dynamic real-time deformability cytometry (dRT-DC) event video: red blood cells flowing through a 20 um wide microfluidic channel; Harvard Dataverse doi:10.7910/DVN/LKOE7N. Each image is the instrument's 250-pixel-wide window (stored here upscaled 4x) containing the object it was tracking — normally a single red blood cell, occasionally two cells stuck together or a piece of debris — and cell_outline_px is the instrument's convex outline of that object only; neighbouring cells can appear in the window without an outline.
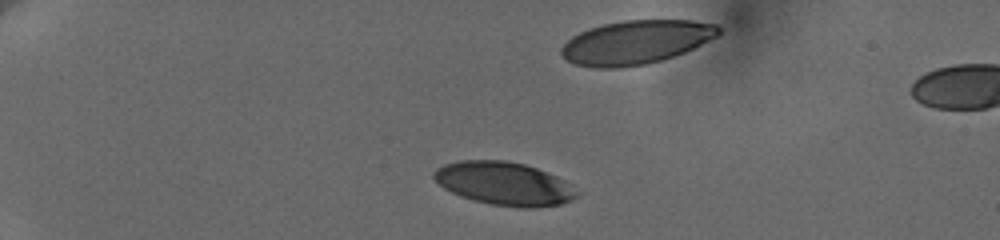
{"species": "human", "species_latin": "Homo sapiens", "temperature_condition": "cold", "stored_images_in_passage": 7, "camera_frame_rate_fps": 3000, "um_per_image_px": 0.085, "donor": {"sex": "female"}, "frame": {"image": 1, "passage_image": 1, "time_ms": 0.0, "image_size_px": [1000, 240], "cell_outline_px": [[584, 192], [580, 196], [572, 200], [560, 204], [536, 208], [516, 208], [488, 204], [472, 200], [460, 196], [444, 188], [432, 176], [432, 172], [436, 168], [444, 164], [460, 160], [504, 160], [524, 164], [536, 168], [556, 176], [564, 180]], "centroid_in_image_um": [42.9, 15.62], "position_along_channel_um": 42.1, "area_um2": 36.59}}